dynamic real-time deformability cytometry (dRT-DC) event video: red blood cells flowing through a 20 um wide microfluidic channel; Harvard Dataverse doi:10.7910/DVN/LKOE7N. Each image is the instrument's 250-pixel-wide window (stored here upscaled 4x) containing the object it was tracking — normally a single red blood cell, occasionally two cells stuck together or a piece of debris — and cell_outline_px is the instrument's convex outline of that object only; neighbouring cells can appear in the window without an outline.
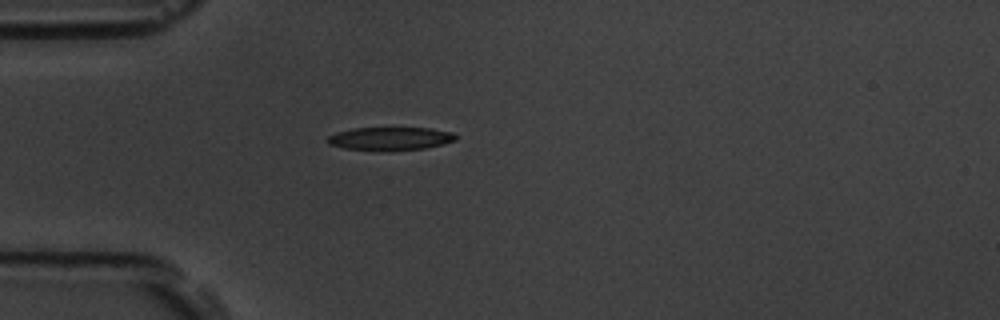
{"species": "common noctule bat (a hibernating species)", "species_latin": "Nyctalus noctula", "temperature_condition": "room temperature", "stored_images_in_passage": 36, "camera_frame_rate_fps": 3000, "um_per_image_px": 0.085, "animal": {"sex": "male", "body_mass_g": 19.5, "forearm_length_mm": 54.6}, "frame": {"image": 1, "passage_image": 1, "time_ms": 0.0, "image_size_px": [1000, 320], "cell_outline_px": [[456, 140], [444, 144], [424, 148], [392, 152], [376, 152], [344, 148], [328, 144], [328, 136], [336, 132], [352, 128], [432, 128], [452, 132], [456, 136]], "centroid_in_image_um": [33.15, 11.81], "position_along_channel_um": 51.8, "area_um2": 17.8}}
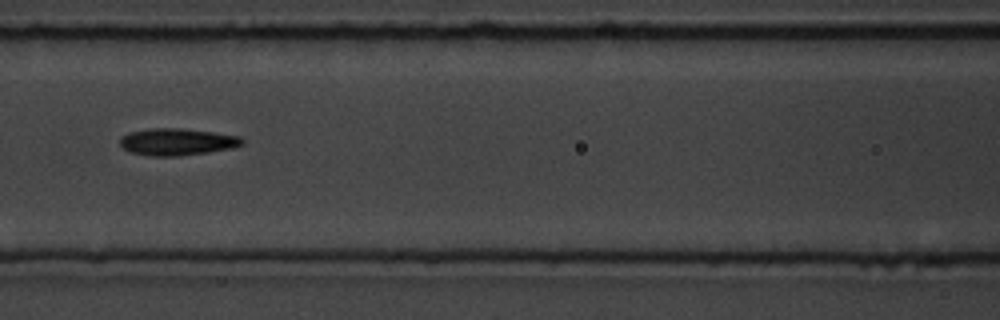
{"frame": {"image": 2, "passage_image": 10, "time_ms": 3.0, "image_size_px": [1000, 320], "cell_outline_px": [[244, 144], [232, 148], [208, 152], [176, 156], [148, 156], [132, 152], [124, 148], [120, 144], [120, 136], [128, 132], [152, 128], [180, 128], [212, 132], [240, 136], [244, 140]], "centroid_in_image_um": [15.05, 12.05], "position_along_channel_um": 151.6, "area_um2": 19.19}}
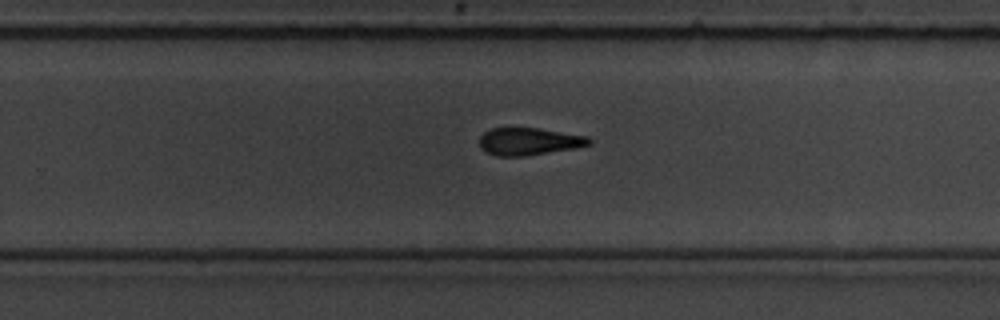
{"frame": {"image": 3, "passage_image": 21, "time_ms": 6.667, "image_size_px": [1000, 320], "cell_outline_px": [[592, 144], [576, 148], [524, 156], [496, 156], [484, 152], [480, 148], [480, 136], [484, 132], [492, 128], [540, 128], [588, 136], [592, 140]], "centroid_in_image_um": [44.97, 12.02], "position_along_channel_um": 284.8, "area_um2": 17.69}, "authors_computed_cell_mechanics": {"area_um2": 18.0336, "velocity_mm_per_s": 3.6495, "shape_relaxation_time_tau1_ms": 2.1629, "shape_relaxation_time_tau2_ms": 3.2187, "deformation_change_tau1": 0.1482, "deformation_change_tau2": 0.1372}}